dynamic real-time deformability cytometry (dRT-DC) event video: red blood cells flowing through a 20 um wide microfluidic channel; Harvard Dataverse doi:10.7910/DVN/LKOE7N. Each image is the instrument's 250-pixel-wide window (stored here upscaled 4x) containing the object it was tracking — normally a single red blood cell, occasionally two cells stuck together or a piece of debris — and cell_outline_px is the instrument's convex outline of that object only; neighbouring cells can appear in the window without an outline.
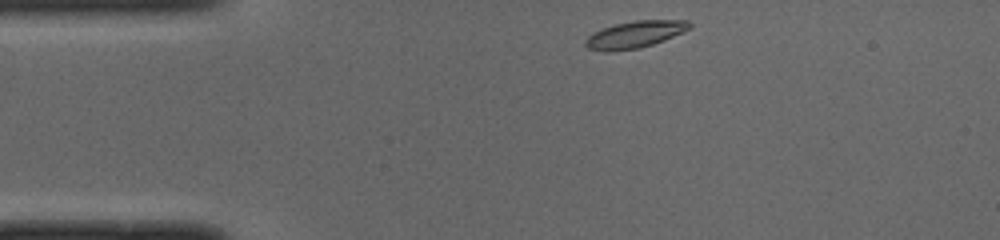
{"species": "common noctule bat (a hibernating species)", "species_latin": "Nyctalus noctula", "temperature_condition": "cold", "stored_images_in_passage": 42, "camera_frame_rate_fps": 3000, "um_per_image_px": 0.085, "animal": {"sex": "male", "body_mass_g": 19.0, "forearm_length_mm": 50.8}, "frame": {"image": 1, "passage_image": 1, "time_ms": 0.0, "image_size_px": [1000, 240], "cell_outline_px": [[692, 28], [684, 32], [664, 40], [640, 48], [608, 52], [604, 52], [588, 48], [584, 44], [584, 40], [588, 36], [604, 28], [616, 24], [636, 20], [688, 20], [692, 24]], "centroid_in_image_um": [54.0, 2.94], "position_along_channel_um": 31.0, "area_um2": 16.36}}
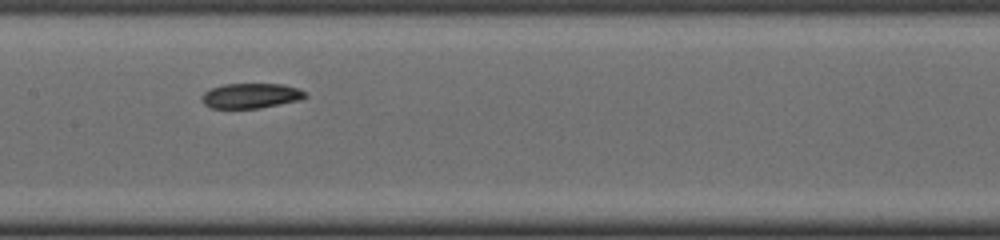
{"frame": {"image": 2, "passage_image": 16, "time_ms": 5.0, "image_size_px": [1000, 240], "cell_outline_px": [[308, 96], [300, 100], [260, 108], [212, 108], [204, 104], [200, 100], [200, 96], [204, 92], [212, 88], [224, 84], [284, 84], [308, 92]], "centroid_in_image_um": [21.33, 8.14], "position_along_channel_um": 186.1, "area_um2": 15.2}}
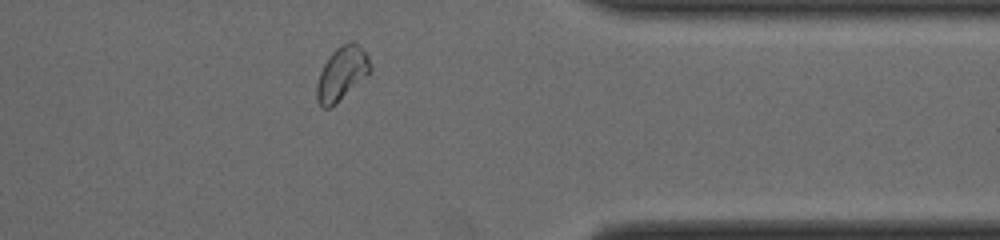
{"frame": {"image": 3, "passage_image": 32, "time_ms": 10.333, "image_size_px": [1000, 240], "cell_outline_px": [[372, 72], [328, 108], [320, 108], [316, 100], [316, 84], [320, 72], [328, 56], [336, 48], [352, 40], [368, 56], [372, 68]], "centroid_in_image_um": [29.03, 6.25], "position_along_channel_um": 382.4, "area_um2": 16.47}, "authors_computed_cell_mechanics": {"area_um2": 15.9817, "velocity_mm_per_s": 3.9406, "shape_relaxation_time_tau1_ms": null, "shape_relaxation_time_tau2_ms": 3.5617, "deformation_change_tau1": null, "deformation_change_tau2": 0.0731}}